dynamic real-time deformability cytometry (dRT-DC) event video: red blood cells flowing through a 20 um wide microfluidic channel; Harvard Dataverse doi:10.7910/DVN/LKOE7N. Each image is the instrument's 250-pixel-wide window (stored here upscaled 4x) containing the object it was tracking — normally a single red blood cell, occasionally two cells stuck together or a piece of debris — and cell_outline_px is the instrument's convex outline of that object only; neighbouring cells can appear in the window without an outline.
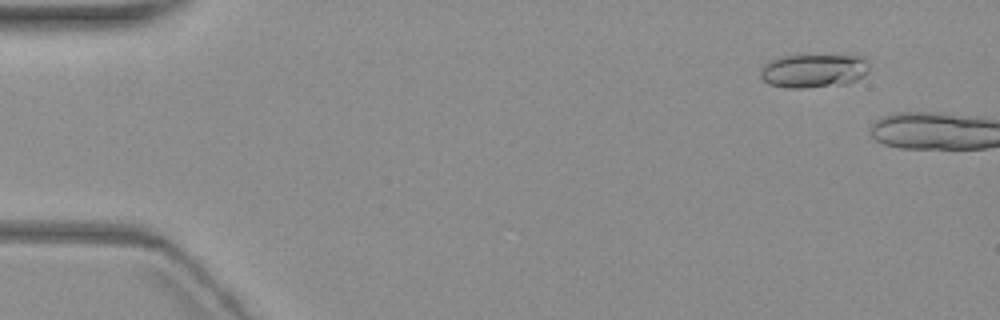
{"species": "common noctule bat (a hibernating species)", "species_latin": "Nyctalus noctula", "temperature_condition": "warm", "stored_images_in_passage": 3, "camera_frame_rate_fps": 3000, "um_per_image_px": 0.085, "animal": {"sex": "female", "body_mass_g": 19.3, "forearm_length_mm": 54.1}, "frame": {"image": 1, "passage_image": 2, "time_ms": 1.333, "image_size_px": [1000, 320], "cell_outline_px": [[868, 72], [864, 76], [848, 84], [804, 88], [784, 88], [768, 84], [760, 76], [760, 68], [768, 60], [784, 56], [860, 56], [868, 60]], "centroid_in_image_um": [69.14, 6.03], "position_along_channel_um": 15.9, "area_um2": 21.5}}